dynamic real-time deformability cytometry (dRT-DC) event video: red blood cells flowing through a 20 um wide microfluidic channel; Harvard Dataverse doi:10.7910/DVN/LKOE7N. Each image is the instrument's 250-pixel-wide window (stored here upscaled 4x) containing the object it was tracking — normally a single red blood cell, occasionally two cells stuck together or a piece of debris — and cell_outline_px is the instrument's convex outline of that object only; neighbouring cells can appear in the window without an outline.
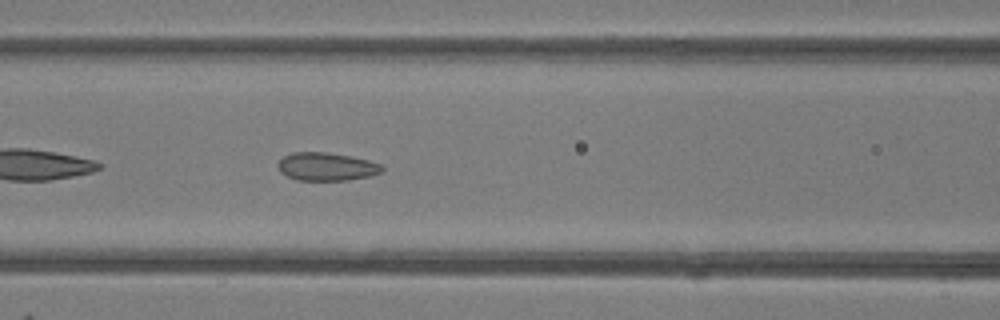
{"species": "common noctule bat (a hibernating species)", "species_latin": "Nyctalus noctula", "temperature_condition": "room temperature", "stored_images_in_passage": 35, "camera_frame_rate_fps": 3000, "um_per_image_px": 0.085, "animal": {"sex": "female"}, "frame": {"image": 1, "passage_image": 7, "time_ms": 2.0, "image_size_px": [1000, 320], "cell_outline_px": [[384, 168], [380, 172], [368, 176], [348, 180], [296, 180], [280, 172], [276, 164], [284, 156], [292, 152], [328, 152], [352, 156], [368, 160], [380, 164]], "centroid_in_image_um": [27.72, 14.15], "position_along_channel_um": 138.9, "area_um2": 17.05}}
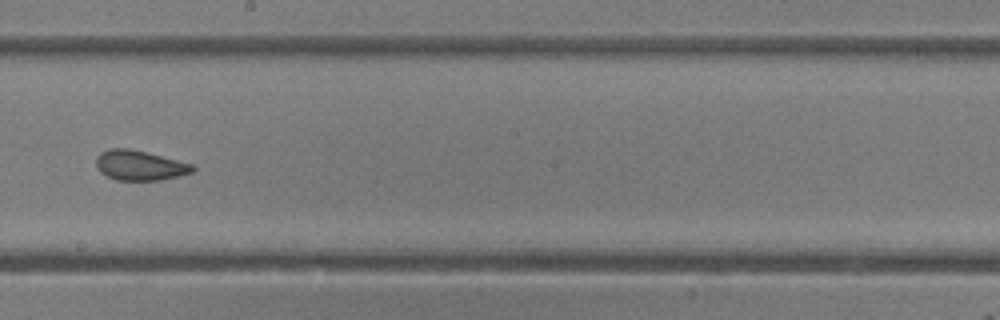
{"frame": {"image": 2, "passage_image": 14, "time_ms": 4.333, "image_size_px": [1000, 320], "cell_outline_px": [[196, 168], [192, 172], [180, 176], [160, 180], [116, 180], [100, 172], [96, 164], [96, 156], [100, 152], [108, 148], [128, 148], [192, 164]], "centroid_in_image_um": [11.85, 14.06], "position_along_channel_um": 236.4, "area_um2": 16.7}}
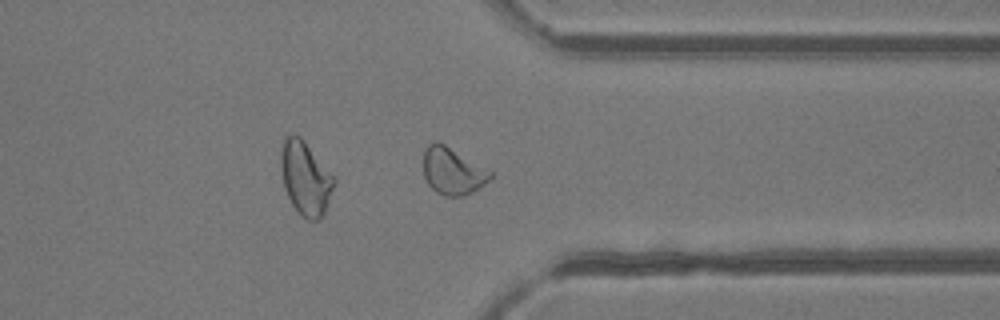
{"frame": {"image": 3, "passage_image": 24, "time_ms": 7.667, "image_size_px": [1000, 320], "cell_outline_px": [[492, 176], [484, 184], [472, 192], [464, 196], [444, 196], [436, 192], [428, 184], [424, 176], [424, 152], [428, 144], [436, 140], [444, 144], [492, 172]], "centroid_in_image_um": [38.44, 14.55], "position_along_channel_um": 373.0, "area_um2": 18.03}, "authors_computed_cell_mechanics": {"area_um2": 17.2822, "velocity_mm_per_s": 4.184, "shape_relaxation_time_tau1_ms": 5.7187, "shape_relaxation_time_tau2_ms": 1.0094, "deformation_change_tau1": 0.1321, "deformation_change_tau2": 0.0651}}